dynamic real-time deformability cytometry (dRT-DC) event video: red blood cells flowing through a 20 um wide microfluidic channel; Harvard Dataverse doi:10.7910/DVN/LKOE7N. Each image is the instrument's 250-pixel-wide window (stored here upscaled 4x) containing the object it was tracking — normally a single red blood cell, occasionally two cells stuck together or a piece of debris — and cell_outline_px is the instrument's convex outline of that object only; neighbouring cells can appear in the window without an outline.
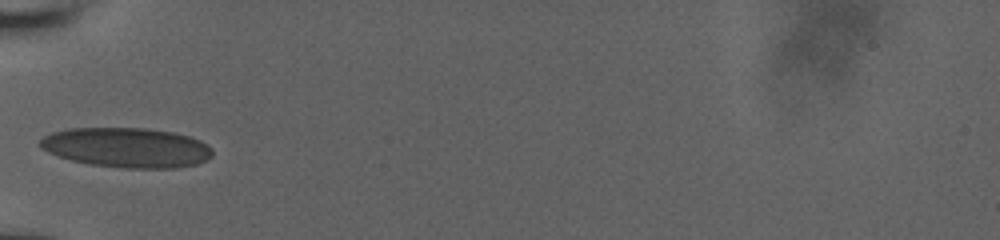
{"species": "human", "species_latin": "Homo sapiens", "temperature_condition": "room temperature", "stored_images_in_passage": 49, "camera_frame_rate_fps": 3000, "um_per_image_px": 0.085, "donor": {"sex": "male"}, "frame": {"image": 1, "passage_image": 1, "time_ms": 0.0, "image_size_px": [1000, 240], "cell_outline_px": [[212, 156], [196, 164], [176, 168], [128, 168], [92, 164], [72, 160], [56, 156], [40, 148], [40, 140], [44, 136], [52, 132], [68, 128], [148, 128], [176, 132], [200, 140], [208, 144], [212, 148]], "centroid_in_image_um": [10.78, 12.53], "position_along_channel_um": 74.2, "area_um2": 40.11}}
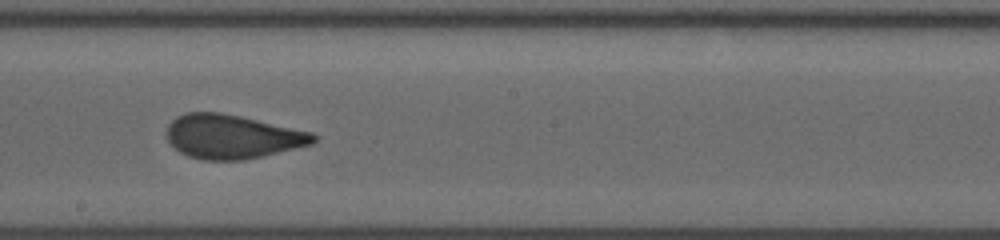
{"frame": {"image": 2, "passage_image": 20, "time_ms": 4.0, "image_size_px": [1000, 240], "cell_outline_px": [[316, 140], [312, 144], [244, 160], [204, 160], [188, 156], [180, 152], [168, 140], [164, 132], [168, 124], [176, 116], [184, 112], [220, 112], [240, 116], [312, 132], [316, 136]], "centroid_in_image_um": [19.68, 11.6], "position_along_channel_um": 228.5, "area_um2": 37.57}}
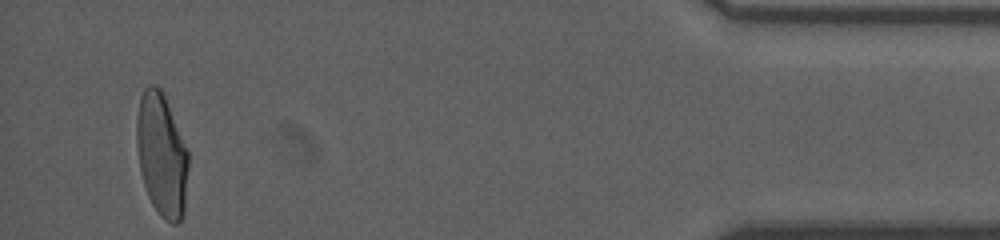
{"frame": {"image": 3, "passage_image": 49, "time_ms": 10.667, "image_size_px": [1000, 240], "cell_outline_px": [[188, 168], [184, 216], [176, 224], [172, 224], [164, 220], [160, 216], [152, 204], [148, 196], [144, 184], [140, 168], [136, 144], [136, 120], [140, 96], [144, 88], [148, 84], [156, 84], [164, 92], [188, 152]], "centroid_in_image_um": [13.74, 13.15], "position_along_channel_um": 421.5, "area_um2": 37.51}, "authors_computed_cell_mechanics": {"area_um2": 37.57, "velocity_mm_per_s": 3.8783, "shape_relaxation_time_tau1_ms": 7.1659, "shape_relaxation_time_tau2_ms": 0.6795, "deformation_change_tau1": 0.2154, "deformation_change_tau2": 0.0713}}